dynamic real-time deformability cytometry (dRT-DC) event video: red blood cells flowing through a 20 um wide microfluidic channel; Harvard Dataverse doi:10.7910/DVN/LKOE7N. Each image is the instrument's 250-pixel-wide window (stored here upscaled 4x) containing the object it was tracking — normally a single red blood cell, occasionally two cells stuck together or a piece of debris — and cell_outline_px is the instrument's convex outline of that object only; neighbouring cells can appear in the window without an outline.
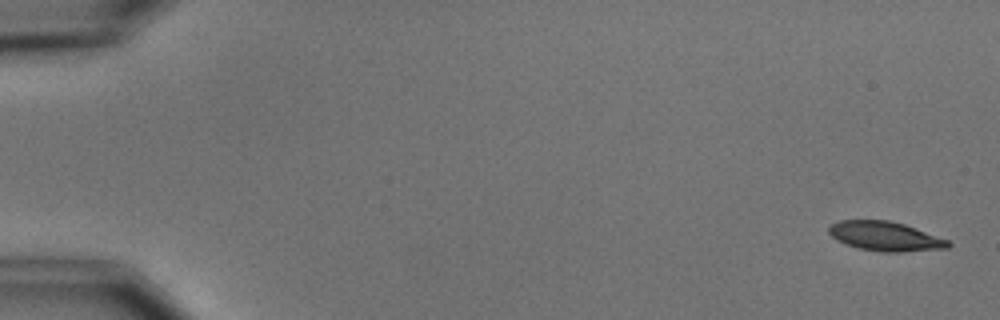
{"species": "common noctule bat (a hibernating species)", "species_latin": "Nyctalus noctula", "temperature_condition": "cold", "stored_images_in_passage": 6, "camera_frame_rate_fps": 3000, "um_per_image_px": 0.085, "animal": {"sex": "male", "body_mass_g": 15.6}, "frame": {"image": 1, "passage_image": 1, "time_ms": 0.0, "image_size_px": [1000, 320], "cell_outline_px": [[952, 244], [948, 248], [900, 252], [880, 252], [860, 248], [836, 240], [828, 232], [828, 224], [840, 220], [888, 220], [904, 224], [948, 240]], "centroid_in_image_um": [75.22, 20.08], "position_along_channel_um": 9.8, "area_um2": 20.35}}